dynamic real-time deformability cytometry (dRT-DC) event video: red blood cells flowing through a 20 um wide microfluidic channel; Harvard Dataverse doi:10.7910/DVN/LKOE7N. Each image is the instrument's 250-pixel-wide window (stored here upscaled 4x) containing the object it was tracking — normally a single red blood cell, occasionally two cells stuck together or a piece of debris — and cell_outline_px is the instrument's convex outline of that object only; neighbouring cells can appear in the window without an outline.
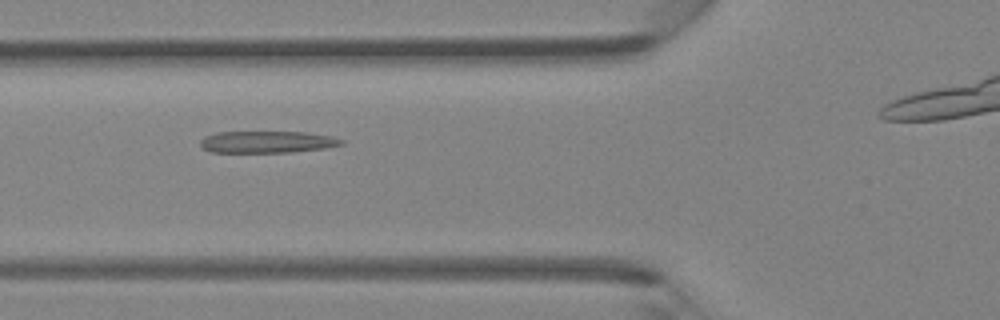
{"species": "Egyptian fruit bat (a non-hibernating species)", "species_latin": "Rousettus aegyptiacus", "temperature_condition": "room temperature", "stored_images_in_passage": 4, "camera_frame_rate_fps": 3000, "um_per_image_px": 0.085, "animal": {"sex": "female"}, "frame": {"image": 1, "passage_image": 4, "time_ms": 1.0, "image_size_px": [1000, 320], "cell_outline_px": [[344, 144], [324, 148], [292, 152], [212, 152], [204, 148], [200, 144], [200, 140], [204, 136], [216, 132], [304, 132], [332, 136], [344, 140]], "centroid_in_image_um": [22.71, 12.06], "position_along_channel_um": 103.1, "area_um2": 17.92}}